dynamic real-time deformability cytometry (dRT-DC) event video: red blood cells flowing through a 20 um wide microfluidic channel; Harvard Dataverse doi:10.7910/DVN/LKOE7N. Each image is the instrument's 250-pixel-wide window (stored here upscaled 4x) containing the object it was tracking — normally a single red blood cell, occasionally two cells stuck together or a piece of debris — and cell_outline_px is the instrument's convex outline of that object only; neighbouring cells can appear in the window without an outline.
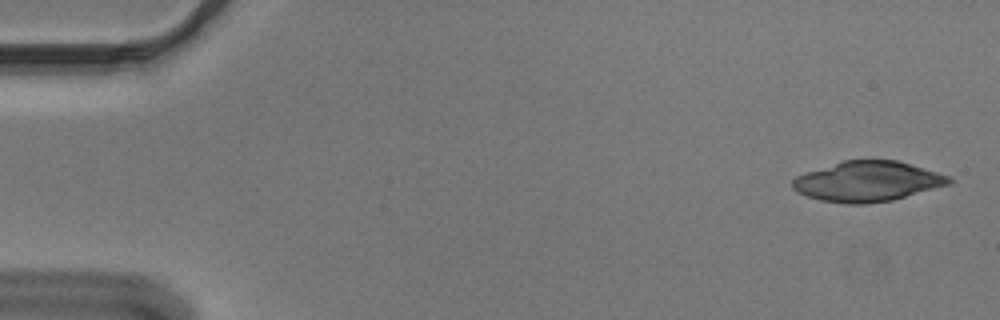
{"species": "Egyptian fruit bat (a non-hibernating species)", "species_latin": "Rousettus aegyptiacus", "temperature_condition": "cold", "stored_images_in_passage": 52, "camera_frame_rate_fps": 3000, "um_per_image_px": 0.085, "animal": {"sex": "male"}, "frame": {"image": 1, "passage_image": 1, "time_ms": 0.0, "image_size_px": [1000, 320], "cell_outline_px": [[952, 184], [892, 200], [864, 204], [844, 204], [820, 200], [808, 196], [792, 188], [792, 180], [796, 176], [804, 172], [844, 160], [896, 160], [936, 172], [948, 176], [952, 180]], "centroid_in_image_um": [73.72, 15.42], "position_along_channel_um": 11.3, "area_um2": 36.47}}